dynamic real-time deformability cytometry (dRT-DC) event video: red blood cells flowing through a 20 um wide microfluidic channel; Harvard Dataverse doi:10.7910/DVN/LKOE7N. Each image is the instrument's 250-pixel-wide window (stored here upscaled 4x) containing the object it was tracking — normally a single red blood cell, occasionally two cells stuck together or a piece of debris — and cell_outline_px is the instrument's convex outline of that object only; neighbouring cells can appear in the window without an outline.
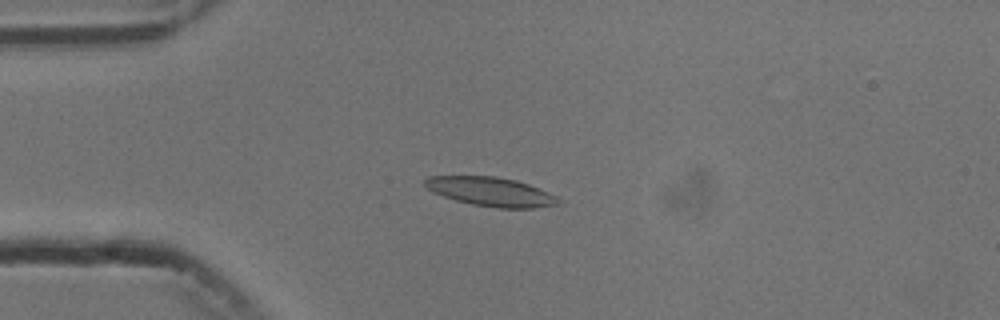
{"species": "common noctule bat (a hibernating species)", "species_latin": "Nyctalus noctula", "temperature_condition": "cold", "stored_images_in_passage": 6, "camera_frame_rate_fps": 3000, "um_per_image_px": 0.085, "animal": {"sex": "male", "body_mass_g": 13.3}, "frame": {"image": 1, "passage_image": 3, "time_ms": 2.333, "image_size_px": [1000, 320], "cell_outline_px": [[560, 200], [556, 204], [532, 208], [496, 208], [472, 204], [456, 200], [432, 192], [424, 184], [424, 180], [428, 176], [496, 176], [516, 180], [528, 184], [556, 196]], "centroid_in_image_um": [41.68, 16.28], "position_along_channel_um": 43.3, "area_um2": 22.31}}
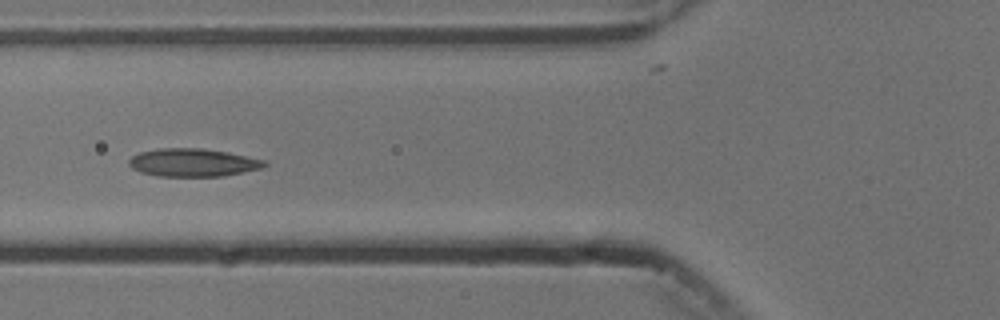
{"frame": {"image": 2, "passage_image": 5, "time_ms": 4.667, "image_size_px": [1000, 320], "cell_outline_px": [[268, 164], [260, 168], [224, 176], [156, 176], [140, 172], [132, 168], [128, 164], [128, 160], [132, 156], [140, 152], [160, 148], [200, 148], [228, 152], [268, 160]], "centroid_in_image_um": [16.4, 13.81], "position_along_channel_um": 109.4, "area_um2": 22.2}}
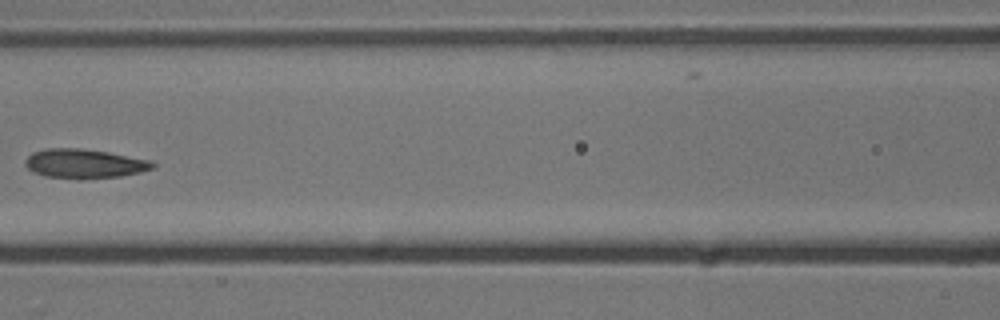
{"frame": {"image": 3, "passage_image": 6, "time_ms": 6.0, "image_size_px": [1000, 320], "cell_outline_px": [[156, 168], [140, 172], [120, 176], [84, 180], [44, 176], [32, 172], [24, 164], [24, 160], [32, 152], [44, 148], [80, 148], [108, 152], [152, 160], [156, 164]], "centroid_in_image_um": [7.17, 13.92], "position_along_channel_um": 159.4, "area_um2": 22.2}}